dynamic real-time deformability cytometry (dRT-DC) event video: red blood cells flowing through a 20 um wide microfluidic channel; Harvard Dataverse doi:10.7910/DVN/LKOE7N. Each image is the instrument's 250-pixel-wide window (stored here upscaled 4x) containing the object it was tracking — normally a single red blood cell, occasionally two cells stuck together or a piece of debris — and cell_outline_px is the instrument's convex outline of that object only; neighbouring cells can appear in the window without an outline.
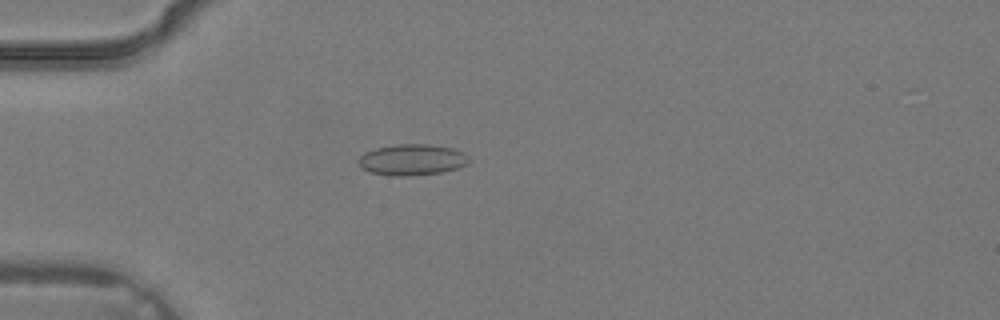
{"species": "common noctule bat (a hibernating species)", "species_latin": "Nyctalus noctula", "temperature_condition": "warm", "stored_images_in_passage": 1, "camera_frame_rate_fps": 3000, "um_per_image_px": 0.085, "animal": {"sex": "male", "body_mass_g": 19.2, "forearm_length_mm": 51.8}, "frame": {"image": 1, "passage_image": 1, "time_ms": 0.0, "image_size_px": [1000, 320], "cell_outline_px": [[468, 164], [456, 168], [440, 172], [408, 176], [392, 176], [372, 172], [360, 168], [360, 156], [364, 152], [376, 148], [396, 144], [428, 144], [452, 148], [464, 152], [468, 156]], "centroid_in_image_um": [35.02, 13.57], "position_along_channel_um": 50.0, "area_um2": 19.88}}